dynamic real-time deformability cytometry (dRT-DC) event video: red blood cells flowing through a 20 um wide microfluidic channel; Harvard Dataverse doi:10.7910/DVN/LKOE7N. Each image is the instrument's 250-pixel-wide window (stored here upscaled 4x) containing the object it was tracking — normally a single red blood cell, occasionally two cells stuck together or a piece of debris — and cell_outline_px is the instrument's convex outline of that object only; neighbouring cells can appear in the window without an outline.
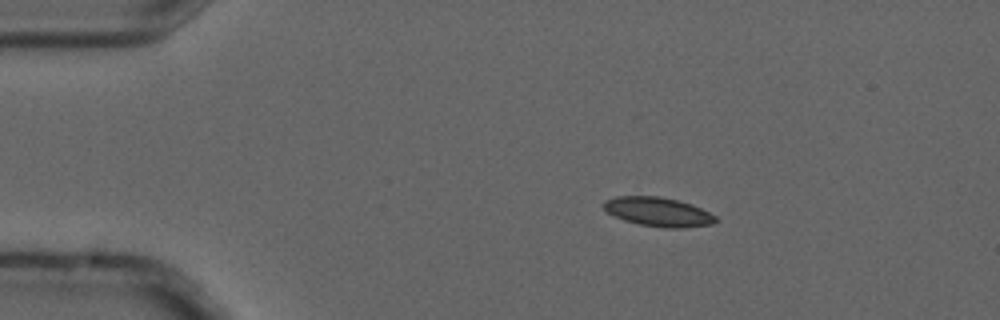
{"species": "common noctule bat (a hibernating species)", "species_latin": "Nyctalus noctula", "temperature_condition": "cold", "stored_images_in_passage": 4, "camera_frame_rate_fps": 3000, "um_per_image_px": 0.085, "animal": {"sex": "male", "forearm_length_mm": 52.5}, "frame": {"image": 1, "passage_image": 2, "time_ms": 0.333, "image_size_px": [1000, 320], "cell_outline_px": [[720, 220], [712, 224], [684, 228], [664, 228], [640, 224], [624, 220], [608, 212], [604, 208], [604, 200], [616, 196], [656, 196], [676, 200], [692, 204], [716, 216]], "centroid_in_image_um": [55.98, 18.01], "position_along_channel_um": 29.0, "area_um2": 18.9}}